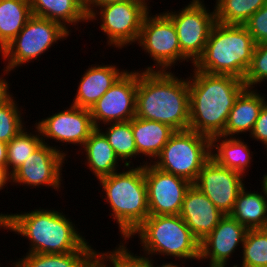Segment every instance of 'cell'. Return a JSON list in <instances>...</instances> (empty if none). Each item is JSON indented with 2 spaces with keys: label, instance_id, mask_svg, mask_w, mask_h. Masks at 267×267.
<instances>
[{
  "label": "cell",
  "instance_id": "cell-1",
  "mask_svg": "<svg viewBox=\"0 0 267 267\" xmlns=\"http://www.w3.org/2000/svg\"><path fill=\"white\" fill-rule=\"evenodd\" d=\"M193 71L189 84V129L209 138L224 132L236 98L246 88L243 80L232 75Z\"/></svg>",
  "mask_w": 267,
  "mask_h": 267
},
{
  "label": "cell",
  "instance_id": "cell-2",
  "mask_svg": "<svg viewBox=\"0 0 267 267\" xmlns=\"http://www.w3.org/2000/svg\"><path fill=\"white\" fill-rule=\"evenodd\" d=\"M138 70L135 116L164 123L175 131L189 129L188 76L182 79L172 71Z\"/></svg>",
  "mask_w": 267,
  "mask_h": 267
},
{
  "label": "cell",
  "instance_id": "cell-3",
  "mask_svg": "<svg viewBox=\"0 0 267 267\" xmlns=\"http://www.w3.org/2000/svg\"><path fill=\"white\" fill-rule=\"evenodd\" d=\"M2 228L28 239L30 247L26 253H70L87 243L74 222L59 209L40 207L18 214L7 212L3 214Z\"/></svg>",
  "mask_w": 267,
  "mask_h": 267
},
{
  "label": "cell",
  "instance_id": "cell-4",
  "mask_svg": "<svg viewBox=\"0 0 267 267\" xmlns=\"http://www.w3.org/2000/svg\"><path fill=\"white\" fill-rule=\"evenodd\" d=\"M139 163L136 167L123 166L125 170L98 179L101 192L105 194V198L101 195L102 199L109 204V215L116 220L124 243L129 242L127 239L150 215L144 178L145 163Z\"/></svg>",
  "mask_w": 267,
  "mask_h": 267
},
{
  "label": "cell",
  "instance_id": "cell-5",
  "mask_svg": "<svg viewBox=\"0 0 267 267\" xmlns=\"http://www.w3.org/2000/svg\"><path fill=\"white\" fill-rule=\"evenodd\" d=\"M255 42L244 25L216 22L202 56L193 67L208 74L244 79L252 61Z\"/></svg>",
  "mask_w": 267,
  "mask_h": 267
},
{
  "label": "cell",
  "instance_id": "cell-6",
  "mask_svg": "<svg viewBox=\"0 0 267 267\" xmlns=\"http://www.w3.org/2000/svg\"><path fill=\"white\" fill-rule=\"evenodd\" d=\"M138 236L144 252L151 258L174 257L175 261L199 262L200 241L194 236L180 215H149L127 240Z\"/></svg>",
  "mask_w": 267,
  "mask_h": 267
},
{
  "label": "cell",
  "instance_id": "cell-7",
  "mask_svg": "<svg viewBox=\"0 0 267 267\" xmlns=\"http://www.w3.org/2000/svg\"><path fill=\"white\" fill-rule=\"evenodd\" d=\"M210 158L211 138L187 129L175 131L152 164L193 184Z\"/></svg>",
  "mask_w": 267,
  "mask_h": 267
},
{
  "label": "cell",
  "instance_id": "cell-8",
  "mask_svg": "<svg viewBox=\"0 0 267 267\" xmlns=\"http://www.w3.org/2000/svg\"><path fill=\"white\" fill-rule=\"evenodd\" d=\"M71 33L60 23L31 16L22 30L6 47L3 60L5 67L10 73L25 63L40 60V56L47 52L55 43L67 40Z\"/></svg>",
  "mask_w": 267,
  "mask_h": 267
},
{
  "label": "cell",
  "instance_id": "cell-9",
  "mask_svg": "<svg viewBox=\"0 0 267 267\" xmlns=\"http://www.w3.org/2000/svg\"><path fill=\"white\" fill-rule=\"evenodd\" d=\"M145 16L138 46L154 61L144 71H171L173 66L189 60L182 54L178 35L172 20L164 13H150Z\"/></svg>",
  "mask_w": 267,
  "mask_h": 267
},
{
  "label": "cell",
  "instance_id": "cell-10",
  "mask_svg": "<svg viewBox=\"0 0 267 267\" xmlns=\"http://www.w3.org/2000/svg\"><path fill=\"white\" fill-rule=\"evenodd\" d=\"M149 8L141 0H124L98 7L88 17V22L101 19L99 28L107 38V45L119 50L137 43L143 20L151 10Z\"/></svg>",
  "mask_w": 267,
  "mask_h": 267
},
{
  "label": "cell",
  "instance_id": "cell-11",
  "mask_svg": "<svg viewBox=\"0 0 267 267\" xmlns=\"http://www.w3.org/2000/svg\"><path fill=\"white\" fill-rule=\"evenodd\" d=\"M163 12L172 20L181 52L193 66L202 56L210 32L216 23L214 7L211 12L203 0H191L187 6L178 11L172 9Z\"/></svg>",
  "mask_w": 267,
  "mask_h": 267
},
{
  "label": "cell",
  "instance_id": "cell-12",
  "mask_svg": "<svg viewBox=\"0 0 267 267\" xmlns=\"http://www.w3.org/2000/svg\"><path fill=\"white\" fill-rule=\"evenodd\" d=\"M60 149L58 145L42 143L11 175V185L27 186L30 189L45 186L58 193L63 185V166L68 161L66 157H69L67 150Z\"/></svg>",
  "mask_w": 267,
  "mask_h": 267
},
{
  "label": "cell",
  "instance_id": "cell-13",
  "mask_svg": "<svg viewBox=\"0 0 267 267\" xmlns=\"http://www.w3.org/2000/svg\"><path fill=\"white\" fill-rule=\"evenodd\" d=\"M137 86L138 70H127L90 109L95 128L134 118Z\"/></svg>",
  "mask_w": 267,
  "mask_h": 267
},
{
  "label": "cell",
  "instance_id": "cell-14",
  "mask_svg": "<svg viewBox=\"0 0 267 267\" xmlns=\"http://www.w3.org/2000/svg\"><path fill=\"white\" fill-rule=\"evenodd\" d=\"M40 131L43 143L48 144L47 139L62 142L61 146L71 144L82 148L85 141L96 129L90 109L70 105L63 111L56 112L46 118L35 122ZM46 140V141H45Z\"/></svg>",
  "mask_w": 267,
  "mask_h": 267
},
{
  "label": "cell",
  "instance_id": "cell-15",
  "mask_svg": "<svg viewBox=\"0 0 267 267\" xmlns=\"http://www.w3.org/2000/svg\"><path fill=\"white\" fill-rule=\"evenodd\" d=\"M150 215H179L187 190L192 183L164 172L152 163L144 165Z\"/></svg>",
  "mask_w": 267,
  "mask_h": 267
},
{
  "label": "cell",
  "instance_id": "cell-16",
  "mask_svg": "<svg viewBox=\"0 0 267 267\" xmlns=\"http://www.w3.org/2000/svg\"><path fill=\"white\" fill-rule=\"evenodd\" d=\"M241 174L219 165L210 158L193 183L224 214L229 215L239 192L245 186Z\"/></svg>",
  "mask_w": 267,
  "mask_h": 267
},
{
  "label": "cell",
  "instance_id": "cell-17",
  "mask_svg": "<svg viewBox=\"0 0 267 267\" xmlns=\"http://www.w3.org/2000/svg\"><path fill=\"white\" fill-rule=\"evenodd\" d=\"M247 231L236 219L224 215L212 232L200 241L199 261L209 260V267H227L235 250L243 246Z\"/></svg>",
  "mask_w": 267,
  "mask_h": 267
},
{
  "label": "cell",
  "instance_id": "cell-18",
  "mask_svg": "<svg viewBox=\"0 0 267 267\" xmlns=\"http://www.w3.org/2000/svg\"><path fill=\"white\" fill-rule=\"evenodd\" d=\"M179 215L199 241L210 234L224 217L213 202L193 184L185 194Z\"/></svg>",
  "mask_w": 267,
  "mask_h": 267
},
{
  "label": "cell",
  "instance_id": "cell-19",
  "mask_svg": "<svg viewBox=\"0 0 267 267\" xmlns=\"http://www.w3.org/2000/svg\"><path fill=\"white\" fill-rule=\"evenodd\" d=\"M126 71L114 64H92L80 78L71 105L91 109Z\"/></svg>",
  "mask_w": 267,
  "mask_h": 267
},
{
  "label": "cell",
  "instance_id": "cell-20",
  "mask_svg": "<svg viewBox=\"0 0 267 267\" xmlns=\"http://www.w3.org/2000/svg\"><path fill=\"white\" fill-rule=\"evenodd\" d=\"M254 88H245L236 98L221 136L239 137L253 131L260 110L267 102L266 95Z\"/></svg>",
  "mask_w": 267,
  "mask_h": 267
},
{
  "label": "cell",
  "instance_id": "cell-21",
  "mask_svg": "<svg viewBox=\"0 0 267 267\" xmlns=\"http://www.w3.org/2000/svg\"><path fill=\"white\" fill-rule=\"evenodd\" d=\"M131 126L137 148V157L145 156L149 158L146 161L143 160L145 164L153 163V160L159 156L163 147L175 132L169 125L136 116L131 119Z\"/></svg>",
  "mask_w": 267,
  "mask_h": 267
},
{
  "label": "cell",
  "instance_id": "cell-22",
  "mask_svg": "<svg viewBox=\"0 0 267 267\" xmlns=\"http://www.w3.org/2000/svg\"><path fill=\"white\" fill-rule=\"evenodd\" d=\"M254 153L241 137L213 136L211 138V158L219 165L233 170L246 178L253 162ZM248 170V171H247Z\"/></svg>",
  "mask_w": 267,
  "mask_h": 267
},
{
  "label": "cell",
  "instance_id": "cell-23",
  "mask_svg": "<svg viewBox=\"0 0 267 267\" xmlns=\"http://www.w3.org/2000/svg\"><path fill=\"white\" fill-rule=\"evenodd\" d=\"M33 16L60 23L70 33V26L78 30V23H88L83 0H29ZM67 25V26H66ZM77 26V28H76ZM69 27V28H68Z\"/></svg>",
  "mask_w": 267,
  "mask_h": 267
},
{
  "label": "cell",
  "instance_id": "cell-24",
  "mask_svg": "<svg viewBox=\"0 0 267 267\" xmlns=\"http://www.w3.org/2000/svg\"><path fill=\"white\" fill-rule=\"evenodd\" d=\"M81 149L84 151L81 153L86 155L84 157L85 164L93 172L92 174L95 175L97 180L101 177L111 175L121 167V164L119 165L120 160L115 154V151L105 135L98 128L91 133Z\"/></svg>",
  "mask_w": 267,
  "mask_h": 267
},
{
  "label": "cell",
  "instance_id": "cell-25",
  "mask_svg": "<svg viewBox=\"0 0 267 267\" xmlns=\"http://www.w3.org/2000/svg\"><path fill=\"white\" fill-rule=\"evenodd\" d=\"M260 189V193L251 192L244 186L229 214L247 229L267 228V200L263 188Z\"/></svg>",
  "mask_w": 267,
  "mask_h": 267
},
{
  "label": "cell",
  "instance_id": "cell-26",
  "mask_svg": "<svg viewBox=\"0 0 267 267\" xmlns=\"http://www.w3.org/2000/svg\"><path fill=\"white\" fill-rule=\"evenodd\" d=\"M87 242L78 251L63 254L26 253L14 262V267H92L95 251Z\"/></svg>",
  "mask_w": 267,
  "mask_h": 267
},
{
  "label": "cell",
  "instance_id": "cell-27",
  "mask_svg": "<svg viewBox=\"0 0 267 267\" xmlns=\"http://www.w3.org/2000/svg\"><path fill=\"white\" fill-rule=\"evenodd\" d=\"M31 16L29 0H0V42L7 47Z\"/></svg>",
  "mask_w": 267,
  "mask_h": 267
},
{
  "label": "cell",
  "instance_id": "cell-28",
  "mask_svg": "<svg viewBox=\"0 0 267 267\" xmlns=\"http://www.w3.org/2000/svg\"><path fill=\"white\" fill-rule=\"evenodd\" d=\"M105 125L107 127L104 130L102 129L103 126L98 129L105 135L119 160H122L124 166H134L132 158H137V148L133 137L131 120L104 124V127Z\"/></svg>",
  "mask_w": 267,
  "mask_h": 267
},
{
  "label": "cell",
  "instance_id": "cell-29",
  "mask_svg": "<svg viewBox=\"0 0 267 267\" xmlns=\"http://www.w3.org/2000/svg\"><path fill=\"white\" fill-rule=\"evenodd\" d=\"M216 22L225 25H244L267 0H215Z\"/></svg>",
  "mask_w": 267,
  "mask_h": 267
},
{
  "label": "cell",
  "instance_id": "cell-30",
  "mask_svg": "<svg viewBox=\"0 0 267 267\" xmlns=\"http://www.w3.org/2000/svg\"><path fill=\"white\" fill-rule=\"evenodd\" d=\"M33 127V132L25 127L7 143L6 169L11 175L43 143L38 127Z\"/></svg>",
  "mask_w": 267,
  "mask_h": 267
},
{
  "label": "cell",
  "instance_id": "cell-31",
  "mask_svg": "<svg viewBox=\"0 0 267 267\" xmlns=\"http://www.w3.org/2000/svg\"><path fill=\"white\" fill-rule=\"evenodd\" d=\"M242 248V263L232 267H267V228L248 229Z\"/></svg>",
  "mask_w": 267,
  "mask_h": 267
},
{
  "label": "cell",
  "instance_id": "cell-32",
  "mask_svg": "<svg viewBox=\"0 0 267 267\" xmlns=\"http://www.w3.org/2000/svg\"><path fill=\"white\" fill-rule=\"evenodd\" d=\"M113 249L105 252L95 251L94 267H150V258L140 253L139 256L134 255L121 240L120 244Z\"/></svg>",
  "mask_w": 267,
  "mask_h": 267
},
{
  "label": "cell",
  "instance_id": "cell-33",
  "mask_svg": "<svg viewBox=\"0 0 267 267\" xmlns=\"http://www.w3.org/2000/svg\"><path fill=\"white\" fill-rule=\"evenodd\" d=\"M12 97L8 102L0 106V141L8 143L26 126L22 116L21 106ZM21 109V110H20Z\"/></svg>",
  "mask_w": 267,
  "mask_h": 267
},
{
  "label": "cell",
  "instance_id": "cell-34",
  "mask_svg": "<svg viewBox=\"0 0 267 267\" xmlns=\"http://www.w3.org/2000/svg\"><path fill=\"white\" fill-rule=\"evenodd\" d=\"M243 82L246 88L259 87L261 83L267 82V43L255 45L252 61Z\"/></svg>",
  "mask_w": 267,
  "mask_h": 267
},
{
  "label": "cell",
  "instance_id": "cell-35",
  "mask_svg": "<svg viewBox=\"0 0 267 267\" xmlns=\"http://www.w3.org/2000/svg\"><path fill=\"white\" fill-rule=\"evenodd\" d=\"M255 44L267 43V3L244 24Z\"/></svg>",
  "mask_w": 267,
  "mask_h": 267
},
{
  "label": "cell",
  "instance_id": "cell-36",
  "mask_svg": "<svg viewBox=\"0 0 267 267\" xmlns=\"http://www.w3.org/2000/svg\"><path fill=\"white\" fill-rule=\"evenodd\" d=\"M249 137L255 141H259L263 146L267 144V102L260 110L253 131Z\"/></svg>",
  "mask_w": 267,
  "mask_h": 267
},
{
  "label": "cell",
  "instance_id": "cell-37",
  "mask_svg": "<svg viewBox=\"0 0 267 267\" xmlns=\"http://www.w3.org/2000/svg\"><path fill=\"white\" fill-rule=\"evenodd\" d=\"M3 74L8 75L10 73L6 69H3V73L0 76V106L8 102L13 97V93L9 90V81L3 77Z\"/></svg>",
  "mask_w": 267,
  "mask_h": 267
},
{
  "label": "cell",
  "instance_id": "cell-38",
  "mask_svg": "<svg viewBox=\"0 0 267 267\" xmlns=\"http://www.w3.org/2000/svg\"><path fill=\"white\" fill-rule=\"evenodd\" d=\"M122 1L124 0H85L84 8L87 17H89L98 7Z\"/></svg>",
  "mask_w": 267,
  "mask_h": 267
},
{
  "label": "cell",
  "instance_id": "cell-39",
  "mask_svg": "<svg viewBox=\"0 0 267 267\" xmlns=\"http://www.w3.org/2000/svg\"><path fill=\"white\" fill-rule=\"evenodd\" d=\"M8 182H12L11 174L4 166H0V191L4 190L5 187H8Z\"/></svg>",
  "mask_w": 267,
  "mask_h": 267
},
{
  "label": "cell",
  "instance_id": "cell-40",
  "mask_svg": "<svg viewBox=\"0 0 267 267\" xmlns=\"http://www.w3.org/2000/svg\"><path fill=\"white\" fill-rule=\"evenodd\" d=\"M7 164V143L0 141V166L6 168Z\"/></svg>",
  "mask_w": 267,
  "mask_h": 267
},
{
  "label": "cell",
  "instance_id": "cell-41",
  "mask_svg": "<svg viewBox=\"0 0 267 267\" xmlns=\"http://www.w3.org/2000/svg\"><path fill=\"white\" fill-rule=\"evenodd\" d=\"M155 260H153V258H150V267H185V265L183 266L182 264H179L178 265V263L177 262H175V263H173V261H170V263L168 262V263H165V262H163V264L162 265H158L157 263V261L156 262H154ZM154 263H155V265H154ZM181 265V266H180Z\"/></svg>",
  "mask_w": 267,
  "mask_h": 267
},
{
  "label": "cell",
  "instance_id": "cell-42",
  "mask_svg": "<svg viewBox=\"0 0 267 267\" xmlns=\"http://www.w3.org/2000/svg\"><path fill=\"white\" fill-rule=\"evenodd\" d=\"M260 183H261V187L264 190L266 200H267V174L266 173H265V175H263L262 181Z\"/></svg>",
  "mask_w": 267,
  "mask_h": 267
},
{
  "label": "cell",
  "instance_id": "cell-43",
  "mask_svg": "<svg viewBox=\"0 0 267 267\" xmlns=\"http://www.w3.org/2000/svg\"><path fill=\"white\" fill-rule=\"evenodd\" d=\"M6 47L0 42V52L4 55Z\"/></svg>",
  "mask_w": 267,
  "mask_h": 267
},
{
  "label": "cell",
  "instance_id": "cell-44",
  "mask_svg": "<svg viewBox=\"0 0 267 267\" xmlns=\"http://www.w3.org/2000/svg\"><path fill=\"white\" fill-rule=\"evenodd\" d=\"M3 213H0V229H2Z\"/></svg>",
  "mask_w": 267,
  "mask_h": 267
},
{
  "label": "cell",
  "instance_id": "cell-45",
  "mask_svg": "<svg viewBox=\"0 0 267 267\" xmlns=\"http://www.w3.org/2000/svg\"><path fill=\"white\" fill-rule=\"evenodd\" d=\"M143 2H145L148 6H151L149 2H151L150 0H141Z\"/></svg>",
  "mask_w": 267,
  "mask_h": 267
},
{
  "label": "cell",
  "instance_id": "cell-46",
  "mask_svg": "<svg viewBox=\"0 0 267 267\" xmlns=\"http://www.w3.org/2000/svg\"><path fill=\"white\" fill-rule=\"evenodd\" d=\"M11 262V265H9V266H11V267H14V261L12 262V261H10ZM2 266V264H0V267ZM8 266V267H9ZM5 267H7V265L5 266Z\"/></svg>",
  "mask_w": 267,
  "mask_h": 267
},
{
  "label": "cell",
  "instance_id": "cell-47",
  "mask_svg": "<svg viewBox=\"0 0 267 267\" xmlns=\"http://www.w3.org/2000/svg\"><path fill=\"white\" fill-rule=\"evenodd\" d=\"M264 147H265V149H266V151H267V144H265ZM266 156H267V154H266Z\"/></svg>",
  "mask_w": 267,
  "mask_h": 267
}]
</instances>
